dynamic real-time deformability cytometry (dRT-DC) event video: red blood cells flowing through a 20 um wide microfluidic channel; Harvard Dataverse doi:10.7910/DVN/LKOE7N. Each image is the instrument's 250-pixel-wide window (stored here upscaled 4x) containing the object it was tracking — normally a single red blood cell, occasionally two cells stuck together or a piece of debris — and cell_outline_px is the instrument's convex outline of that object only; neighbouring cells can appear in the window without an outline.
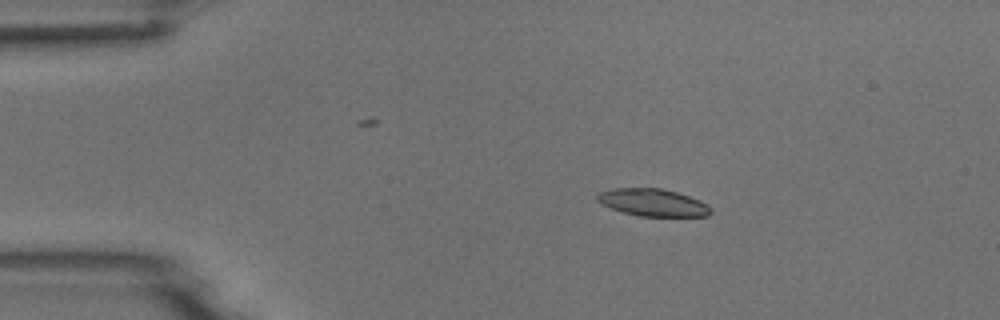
{"species": "common noctule bat (a hibernating species)", "species_latin": "Nyctalus noctula", "temperature_condition": "room temperature", "stored_images_in_passage": 6, "camera_frame_rate_fps": 3000, "um_per_image_px": 0.085, "animal": {"sex": "male", "body_mass_g": 18.8}, "frame": {"image": 1, "passage_image": 3, "time_ms": 2.0, "image_size_px": [1000, 320], "cell_outline_px": [[712, 212], [708, 216], [640, 216], [624, 212], [612, 208], [596, 200], [596, 192], [612, 188], [660, 188], [676, 192], [700, 200], [708, 204], [712, 208]], "centroid_in_image_um": [55.5, 17.2], "position_along_channel_um": 29.5, "area_um2": 18.09}}
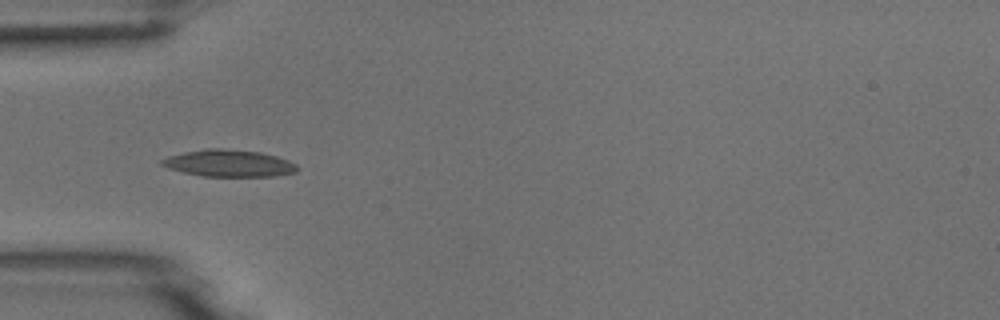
{"frame": {"image": 2, "passage_image": 5, "time_ms": 4.333, "image_size_px": [1000, 320], "cell_outline_px": [[300, 168], [296, 172], [276, 176], [204, 176], [184, 172], [168, 168], [160, 164], [160, 160], [168, 156], [184, 152], [204, 148], [220, 148], [260, 152], [276, 156], [288, 160], [296, 164]], "centroid_in_image_um": [19.47, 13.87], "position_along_channel_um": 65.5, "area_um2": 21.27}}